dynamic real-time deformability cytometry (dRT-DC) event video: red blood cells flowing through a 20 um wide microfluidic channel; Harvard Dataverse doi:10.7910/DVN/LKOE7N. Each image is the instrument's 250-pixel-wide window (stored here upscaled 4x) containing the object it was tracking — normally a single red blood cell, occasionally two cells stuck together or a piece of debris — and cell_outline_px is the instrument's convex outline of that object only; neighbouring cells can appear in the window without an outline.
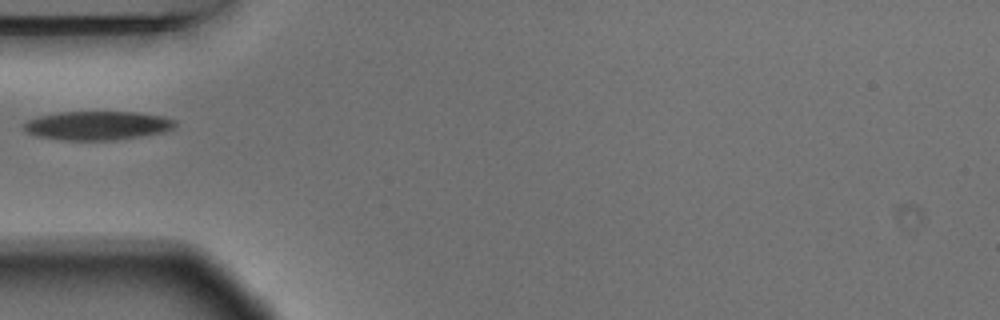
{"species": "Egyptian fruit bat (a non-hibernating species)", "species_latin": "Rousettus aegyptiacus", "temperature_condition": "warm", "stored_images_in_passage": 2, "camera_frame_rate_fps": 3000, "um_per_image_px": 0.085, "animal": {"sex": "male"}, "frame": {"image": 1, "passage_image": 2, "time_ms": 0.333, "image_size_px": [1000, 320], "cell_outline_px": [[176, 128], [164, 132], [116, 140], [60, 140], [40, 136], [28, 132], [24, 128], [24, 124], [28, 120], [40, 116], [60, 112], [136, 112], [160, 116], [176, 120]], "centroid_in_image_um": [8.33, 10.67], "position_along_channel_um": 76.7, "area_um2": 25.26}}